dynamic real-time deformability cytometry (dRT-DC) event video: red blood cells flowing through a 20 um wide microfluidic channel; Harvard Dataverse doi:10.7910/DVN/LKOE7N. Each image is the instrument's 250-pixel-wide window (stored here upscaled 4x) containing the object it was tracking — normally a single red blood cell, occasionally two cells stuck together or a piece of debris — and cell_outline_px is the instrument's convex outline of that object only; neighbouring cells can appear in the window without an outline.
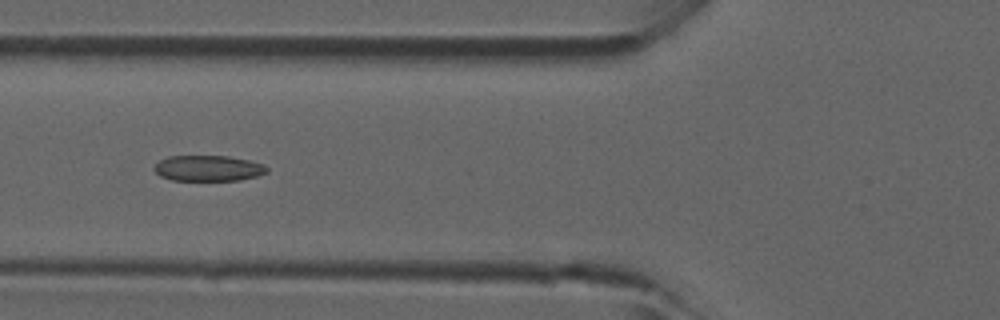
{"species": "common noctule bat (a hibernating species)", "species_latin": "Nyctalus noctula", "temperature_condition": "room temperature", "stored_images_in_passage": 5, "camera_frame_rate_fps": 3000, "um_per_image_px": 0.085, "animal": {"sex": "male", "forearm_length_mm": 52.5}, "frame": {"image": 1, "passage_image": 5, "time_ms": 1.333, "image_size_px": [1000, 320], "cell_outline_px": [[268, 172], [256, 176], [240, 180], [172, 180], [160, 176], [152, 168], [160, 160], [168, 156], [228, 156], [248, 160], [264, 164], [268, 168]], "centroid_in_image_um": [17.7, 14.3], "position_along_channel_um": 108.1, "area_um2": 16.88}}